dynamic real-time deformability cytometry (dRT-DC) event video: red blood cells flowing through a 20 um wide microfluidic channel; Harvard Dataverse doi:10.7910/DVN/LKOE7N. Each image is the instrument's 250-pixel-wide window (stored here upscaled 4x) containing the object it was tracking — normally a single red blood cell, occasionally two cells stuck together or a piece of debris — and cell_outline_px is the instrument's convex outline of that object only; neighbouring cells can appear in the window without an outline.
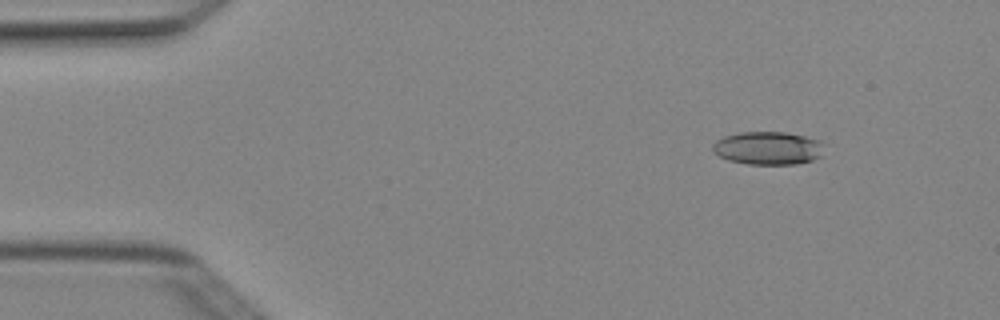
{"species": "Egyptian fruit bat (a non-hibernating species)", "species_latin": "Rousettus aegyptiacus", "temperature_condition": "cold", "stored_images_in_passage": 5, "camera_frame_rate_fps": 3000, "um_per_image_px": 0.085, "animal": {"sex": "female"}, "frame": {"image": 1, "passage_image": 1, "time_ms": 0.0, "image_size_px": [1000, 320], "cell_outline_px": [[824, 144], [820, 156], [812, 160], [796, 164], [748, 164], [728, 160], [712, 152], [712, 144], [716, 140], [724, 136], [740, 132], [784, 132], [804, 136], [820, 140]], "centroid_in_image_um": [65.26, 12.58], "position_along_channel_um": 19.7, "area_um2": 21.56}}
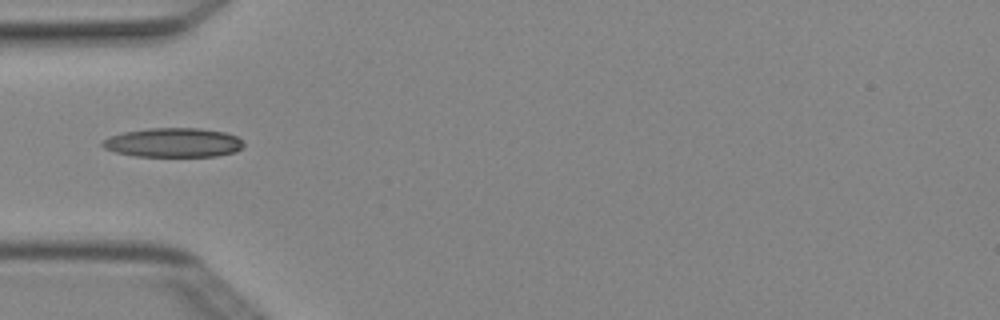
{"frame": {"image": 2, "passage_image": 4, "time_ms": 1.0, "image_size_px": [1000, 320], "cell_outline_px": [[244, 148], [236, 152], [216, 156], [136, 156], [116, 152], [104, 148], [100, 144], [104, 140], [112, 136], [124, 132], [148, 128], [200, 128], [224, 132], [236, 136], [244, 144]], "centroid_in_image_um": [14.77, 12.12], "position_along_channel_um": 70.2, "area_um2": 23.99}}
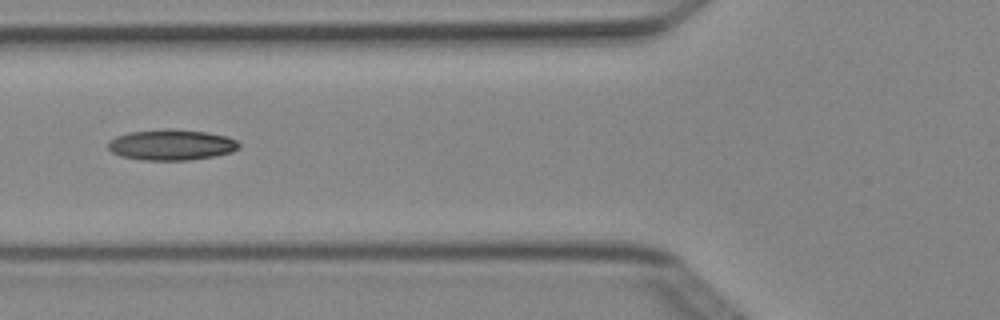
{"frame": {"image": 3, "passage_image": 5, "time_ms": 1.333, "image_size_px": [1000, 320], "cell_outline_px": [[240, 148], [232, 152], [216, 156], [188, 160], [144, 160], [120, 156], [112, 152], [108, 148], [108, 140], [116, 136], [128, 132], [168, 128], [208, 132], [228, 136], [236, 140], [240, 144]], "centroid_in_image_um": [14.58, 12.3], "position_along_channel_um": 111.2, "area_um2": 23.76}}